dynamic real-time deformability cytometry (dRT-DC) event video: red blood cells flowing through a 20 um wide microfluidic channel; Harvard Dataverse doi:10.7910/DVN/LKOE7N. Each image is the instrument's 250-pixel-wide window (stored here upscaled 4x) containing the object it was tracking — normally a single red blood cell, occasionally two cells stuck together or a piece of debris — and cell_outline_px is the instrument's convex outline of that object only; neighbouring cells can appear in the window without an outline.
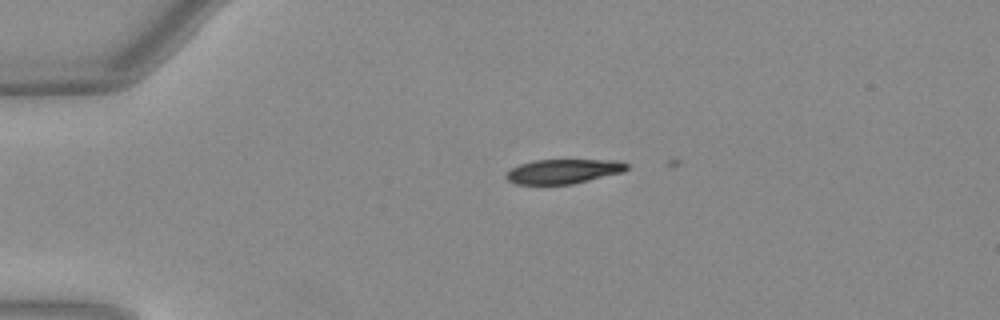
{"species": "Egyptian fruit bat (a non-hibernating species)", "species_latin": "Rousettus aegyptiacus", "temperature_condition": "warm", "stored_images_in_passage": 2, "camera_frame_rate_fps": 3000, "um_per_image_px": 0.085, "animal": {"sex": "female"}, "frame": {"image": 1, "passage_image": 1, "time_ms": 0.0, "image_size_px": [1000, 320], "cell_outline_px": [[628, 168], [624, 172], [572, 184], [516, 184], [508, 180], [504, 176], [504, 172], [520, 164], [536, 160], [620, 160], [628, 164]], "centroid_in_image_um": [47.89, 14.56], "position_along_channel_um": 37.1, "area_um2": 17.28}}